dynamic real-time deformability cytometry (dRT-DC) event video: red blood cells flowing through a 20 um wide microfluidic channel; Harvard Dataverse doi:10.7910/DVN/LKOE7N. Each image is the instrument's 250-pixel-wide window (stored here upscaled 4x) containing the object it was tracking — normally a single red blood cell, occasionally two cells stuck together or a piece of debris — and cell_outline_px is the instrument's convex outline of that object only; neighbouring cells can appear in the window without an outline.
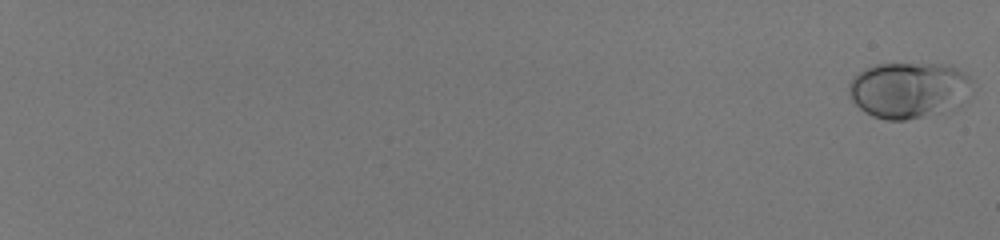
{"species": "human", "species_latin": "Homo sapiens", "temperature_condition": "room temperature", "stored_images_in_passage": 58, "camera_frame_rate_fps": 3000, "um_per_image_px": 0.085, "donor": {"sex": "male"}, "frame": {"image": 1, "passage_image": 1, "time_ms": 0.0, "image_size_px": [1000, 240], "cell_outline_px": [[972, 80], [964, 104], [952, 112], [904, 120], [884, 120], [872, 116], [864, 112], [852, 100], [848, 92], [848, 84], [864, 68], [876, 64], [952, 64], [964, 72]], "centroid_in_image_um": [77.29, 7.67], "position_along_channel_um": 7.7, "area_um2": 41.1}}
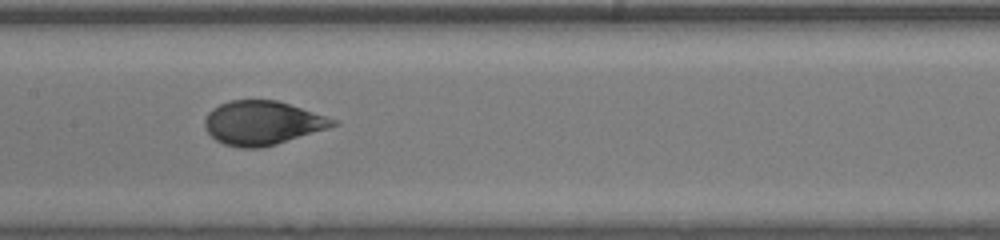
{"frame": {"image": 2, "passage_image": 36, "time_ms": 11.667, "image_size_px": [1000, 240], "cell_outline_px": [[340, 124], [328, 128], [276, 144], [260, 148], [240, 148], [224, 144], [216, 140], [204, 128], [204, 120], [208, 112], [212, 108], [228, 100], [276, 100], [340, 120]], "centroid_in_image_um": [22.3, 10.44], "position_along_channel_um": 185.1, "area_um2": 32.89}}
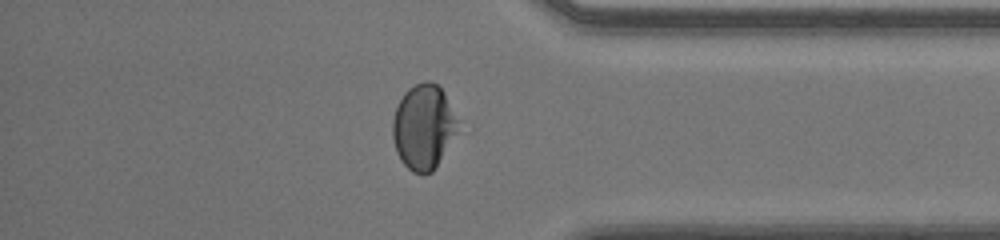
{"frame": {"image": 3, "passage_image": 52, "time_ms": 17.0, "image_size_px": [1000, 240], "cell_outline_px": [[472, 128], [432, 172], [424, 176], [412, 172], [400, 160], [396, 152], [392, 136], [392, 120], [396, 108], [404, 92], [408, 88], [424, 80], [428, 80], [436, 84], [444, 92], [468, 120]], "centroid_in_image_um": [36.27, 10.82], "position_along_channel_um": 398.9, "area_um2": 36.07}}